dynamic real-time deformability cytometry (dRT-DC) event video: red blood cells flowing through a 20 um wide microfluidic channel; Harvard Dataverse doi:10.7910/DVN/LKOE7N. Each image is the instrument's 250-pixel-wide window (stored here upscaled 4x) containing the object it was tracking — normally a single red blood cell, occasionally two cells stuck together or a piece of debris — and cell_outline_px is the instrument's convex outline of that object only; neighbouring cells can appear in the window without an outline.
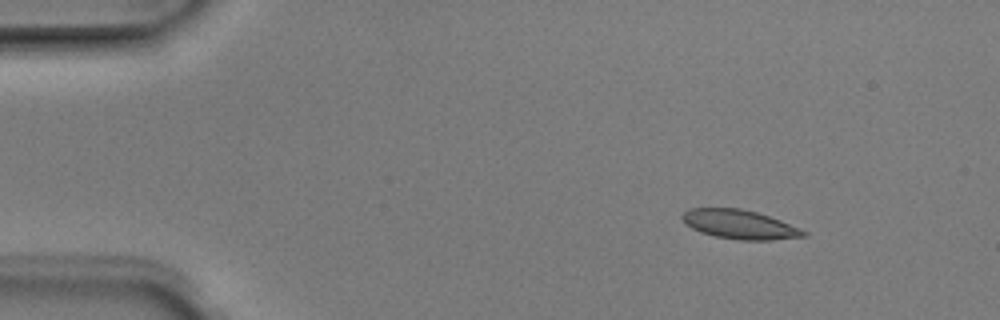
{"species": "Egyptian fruit bat (a non-hibernating species)", "species_latin": "Rousettus aegyptiacus", "temperature_condition": "room temperature", "stored_images_in_passage": 4, "camera_frame_rate_fps": 3000, "um_per_image_px": 0.085, "animal": {"sex": "male"}, "frame": {"image": 1, "passage_image": 1, "time_ms": 0.0, "image_size_px": [1000, 320], "cell_outline_px": [[808, 236], [772, 240], [740, 240], [716, 236], [700, 232], [692, 228], [680, 216], [688, 208], [740, 208], [756, 212], [780, 220], [800, 228], [808, 232]], "centroid_in_image_um": [62.89, 19.08], "position_along_channel_um": 22.1, "area_um2": 20.46}}
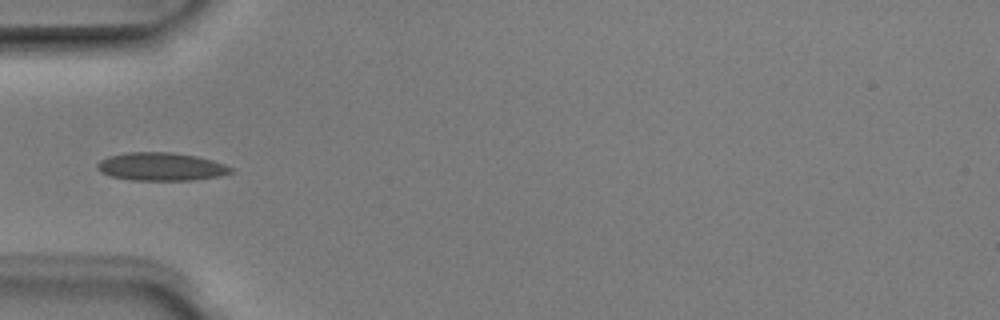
{"frame": {"image": 2, "passage_image": 4, "time_ms": 1.0, "image_size_px": [1000, 320], "cell_outline_px": [[236, 168], [232, 172], [220, 176], [192, 180], [132, 180], [112, 176], [100, 172], [96, 168], [96, 164], [100, 160], [108, 156], [128, 152], [172, 152], [196, 156], [212, 160]], "centroid_in_image_um": [13.7, 14.16], "position_along_channel_um": 71.3, "area_um2": 21.96}}